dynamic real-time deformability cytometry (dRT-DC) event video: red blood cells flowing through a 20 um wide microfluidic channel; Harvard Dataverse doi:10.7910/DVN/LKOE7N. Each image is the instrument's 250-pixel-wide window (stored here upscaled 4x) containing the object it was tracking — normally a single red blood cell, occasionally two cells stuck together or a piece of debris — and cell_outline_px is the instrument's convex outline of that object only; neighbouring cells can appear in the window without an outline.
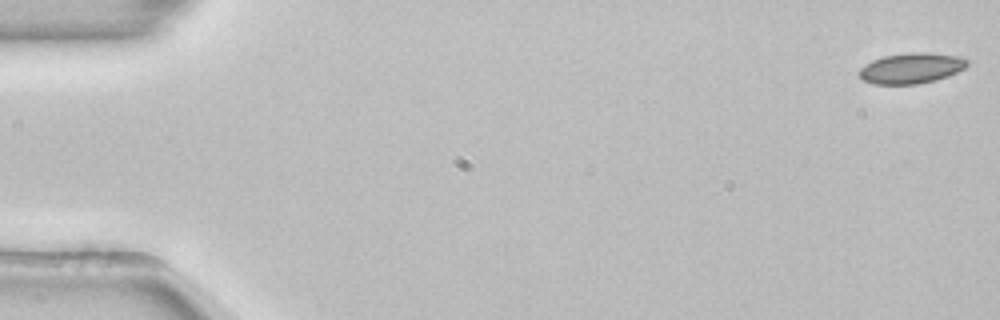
{"species": "common noctule bat (a hibernating species)", "species_latin": "Nyctalus noctula", "temperature_condition": "room temperature", "stored_images_in_passage": 53, "camera_frame_rate_fps": 3000, "um_per_image_px": 0.085, "animal": {"sex": "female", "body_mass_g": 22.7, "forearm_length_mm": 54.2}, "frame": {"image": 1, "passage_image": 1, "time_ms": 0.0, "image_size_px": [1000, 320], "cell_outline_px": [[968, 64], [964, 68], [948, 76], [936, 80], [916, 84], [876, 84], [864, 80], [860, 76], [860, 68], [872, 60], [884, 56], [912, 52], [928, 52], [956, 56], [968, 60]], "centroid_in_image_um": [77.47, 5.79], "position_along_channel_um": 7.5, "area_um2": 19.02}}
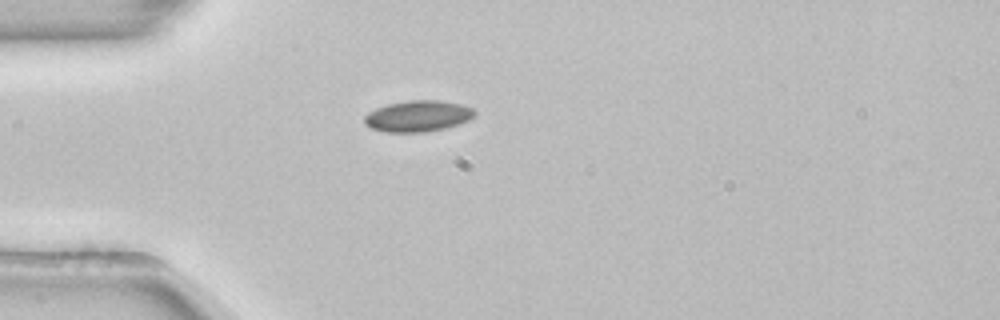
{"frame": {"image": 2, "passage_image": 15, "time_ms": 4.667, "image_size_px": [1000, 320], "cell_outline_px": [[476, 116], [468, 120], [444, 128], [424, 132], [384, 132], [372, 128], [364, 124], [364, 116], [368, 112], [376, 108], [388, 104], [408, 100], [440, 100], [460, 104], [472, 108], [476, 112]], "centroid_in_image_um": [35.5, 9.86], "position_along_channel_um": 49.5, "area_um2": 20.0}}
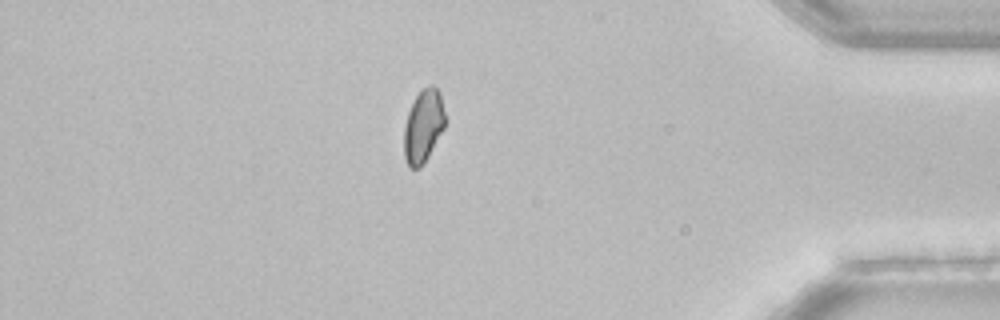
{"frame": {"image": 3, "passage_image": 46, "time_ms": 15.0, "image_size_px": [1000, 320], "cell_outline_px": [[444, 128], [428, 156], [420, 168], [408, 168], [404, 156], [404, 128], [408, 112], [420, 88], [432, 84], [440, 92], [444, 112]], "centroid_in_image_um": [35.96, 10.71], "position_along_channel_um": 399.2, "area_um2": 17.4}}